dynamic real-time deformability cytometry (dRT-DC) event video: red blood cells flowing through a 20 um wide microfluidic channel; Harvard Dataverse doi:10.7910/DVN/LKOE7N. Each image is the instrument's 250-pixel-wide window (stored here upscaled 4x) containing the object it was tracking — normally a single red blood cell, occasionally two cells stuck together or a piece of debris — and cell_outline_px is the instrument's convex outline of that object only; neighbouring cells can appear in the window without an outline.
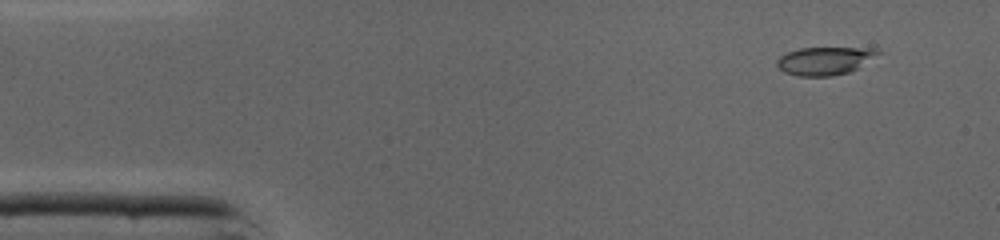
{"species": "common noctule bat (a hibernating species)", "species_latin": "Nyctalus noctula", "temperature_condition": "cold", "stored_images_in_passage": 46, "camera_frame_rate_fps": 3000, "um_per_image_px": 0.085, "animal": {"sex": "male", "body_mass_g": 19.0, "forearm_length_mm": 50.8}, "frame": {"image": 1, "passage_image": 4, "time_ms": 1.0, "image_size_px": [1000, 240], "cell_outline_px": [[884, 52], [856, 68], [848, 72], [832, 76], [796, 76], [784, 72], [776, 64], [776, 60], [780, 56], [788, 52], [800, 48], [868, 48]], "centroid_in_image_um": [70.08, 5.17], "position_along_channel_um": 14.9, "area_um2": 16.36}}
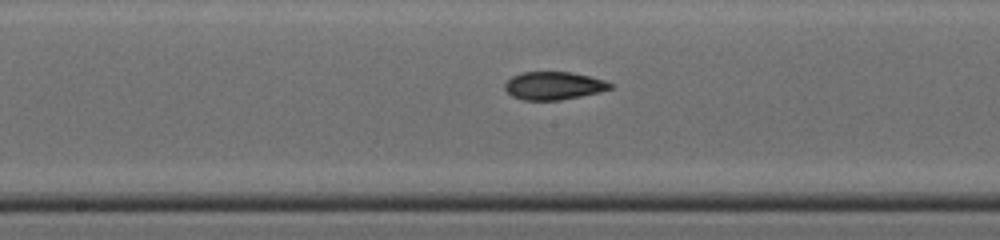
{"frame": {"image": 2, "passage_image": 23, "time_ms": 7.333, "image_size_px": [1000, 240], "cell_outline_px": [[612, 88], [600, 92], [560, 100], [524, 100], [512, 96], [504, 88], [504, 84], [512, 76], [520, 72], [572, 72], [604, 80], [612, 84]], "centroid_in_image_um": [47.04, 7.28], "position_along_channel_um": 201.2, "area_um2": 17.11}}
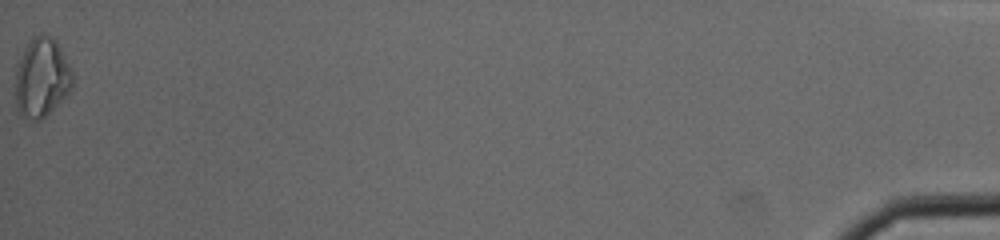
{"frame": {"image": 3, "passage_image": 46, "time_ms": 15.0, "image_size_px": [1000, 240], "cell_outline_px": [[72, 88], [40, 120], [36, 120], [20, 116], [16, 108], [16, 68], [24, 48], [28, 40], [40, 32], [44, 32], [56, 40], [72, 72]], "centroid_in_image_um": [3.51, 6.55], "position_along_channel_um": 431.7, "area_um2": 26.13}, "authors_computed_cell_mechanics": {"area_um2": 17.34, "velocity_mm_per_s": 4.3857, "shape_relaxation_time_tau1_ms": 5.6045, "shape_relaxation_time_tau2_ms": 2.8972, "deformation_change_tau1": 0.1727, "deformation_change_tau2": 0.0919}}